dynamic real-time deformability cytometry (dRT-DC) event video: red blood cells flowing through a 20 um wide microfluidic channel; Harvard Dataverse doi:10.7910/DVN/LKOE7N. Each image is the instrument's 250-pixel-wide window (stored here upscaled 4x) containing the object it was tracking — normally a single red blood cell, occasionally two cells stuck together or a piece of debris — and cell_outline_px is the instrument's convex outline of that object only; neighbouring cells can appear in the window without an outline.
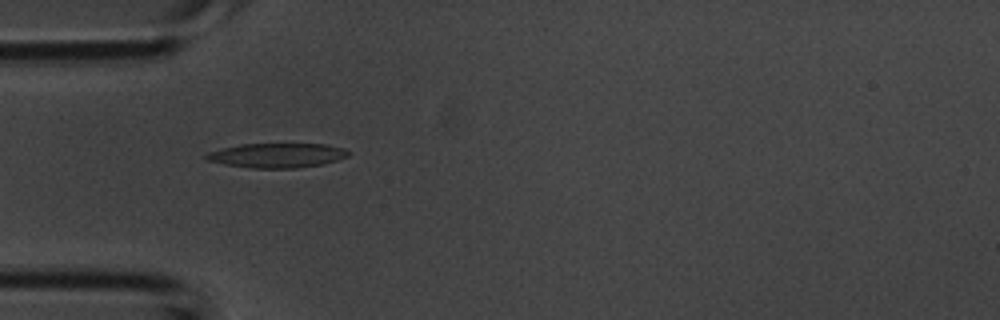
{"species": "common noctule bat (a hibernating species)", "species_latin": "Nyctalus noctula", "temperature_condition": "room temperature", "stored_images_in_passage": 41, "camera_frame_rate_fps": 3000, "um_per_image_px": 0.085, "animal": {"sex": "male", "body_mass_g": 20.1, "forearm_length_mm": 53.5}, "frame": {"image": 1, "passage_image": 11, "time_ms": 3.333, "image_size_px": [1000, 320], "cell_outline_px": [[352, 152], [348, 156], [324, 164], [296, 168], [252, 168], [224, 164], [208, 160], [204, 156], [208, 152], [220, 148], [240, 144], [324, 144], [344, 148]], "centroid_in_image_um": [23.56, 13.2], "position_along_channel_um": 61.4, "area_um2": 20.35}}
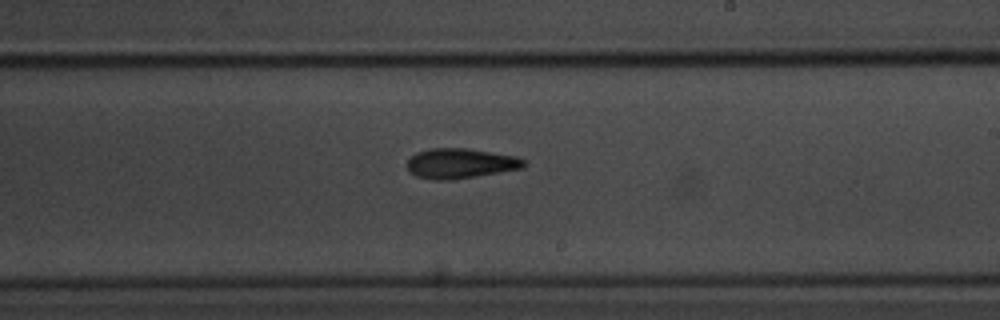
{"frame": {"image": 2, "passage_image": 23, "time_ms": 7.333, "image_size_px": [1000, 320], "cell_outline_px": [[528, 164], [524, 168], [452, 180], [436, 180], [416, 176], [408, 172], [408, 160], [416, 152], [428, 148], [464, 148], [516, 156], [524, 160]], "centroid_in_image_um": [39.13, 13.89], "position_along_channel_um": 249.9, "area_um2": 20.46}}
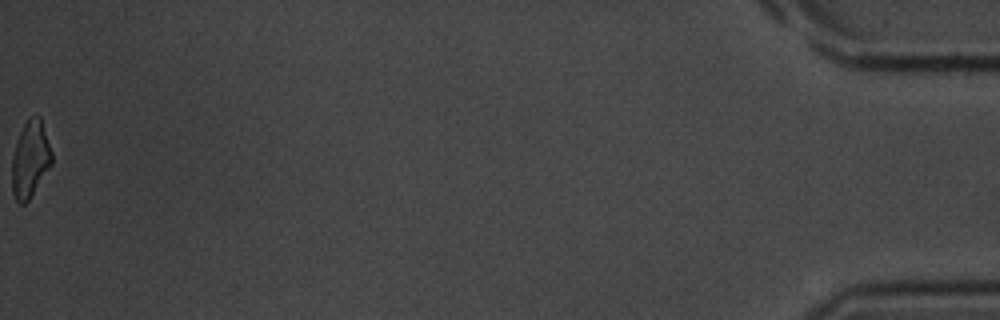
{"frame": {"image": 3, "passage_image": 41, "time_ms": 13.333, "image_size_px": [1000, 320], "cell_outline_px": [[52, 164], [28, 200], [24, 204], [20, 204], [16, 200], [12, 192], [12, 156], [20, 132], [24, 124], [36, 112], [40, 116], [52, 152]], "centroid_in_image_um": [2.57, 13.52], "position_along_channel_um": 432.6, "area_um2": 17.63}}